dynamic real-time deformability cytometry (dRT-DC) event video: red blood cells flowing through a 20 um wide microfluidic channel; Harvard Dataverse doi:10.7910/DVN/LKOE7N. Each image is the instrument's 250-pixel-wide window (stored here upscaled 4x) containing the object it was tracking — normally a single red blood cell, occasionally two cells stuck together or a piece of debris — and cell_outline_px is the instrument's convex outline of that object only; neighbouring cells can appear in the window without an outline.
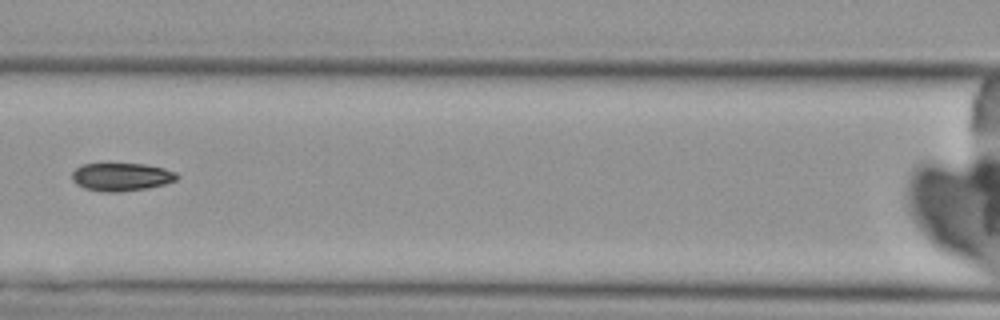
{"species": "Egyptian fruit bat (a non-hibernating species)", "species_latin": "Rousettus aegyptiacus", "temperature_condition": "cold", "stored_images_in_passage": 7, "camera_frame_rate_fps": 3000, "um_per_image_px": 0.085, "animal": {"sex": "female"}, "frame": {"image": 1, "passage_image": 7, "time_ms": 8.0, "image_size_px": [1000, 320], "cell_outline_px": [[180, 176], [176, 180], [164, 184], [148, 188], [120, 192], [104, 192], [84, 188], [76, 184], [72, 180], [72, 172], [80, 164], [144, 164], [164, 168], [176, 172]], "centroid_in_image_um": [10.31, 15.04], "position_along_channel_um": 156.3, "area_um2": 17.22}}